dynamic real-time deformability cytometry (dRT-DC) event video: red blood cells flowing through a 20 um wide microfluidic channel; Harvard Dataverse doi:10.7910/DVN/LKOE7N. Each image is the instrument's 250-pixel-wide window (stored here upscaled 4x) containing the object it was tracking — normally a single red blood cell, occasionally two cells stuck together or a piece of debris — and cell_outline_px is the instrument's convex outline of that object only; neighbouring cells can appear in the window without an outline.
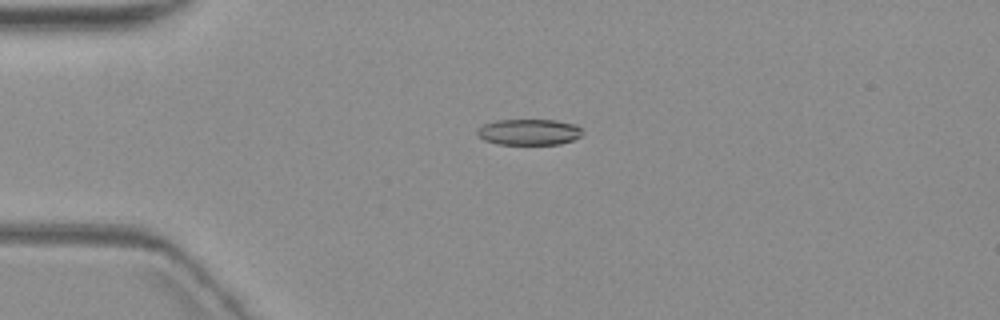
{"species": "common noctule bat (a hibernating species)", "species_latin": "Nyctalus noctula", "temperature_condition": "warm", "stored_images_in_passage": 6, "camera_frame_rate_fps": 3000, "um_per_image_px": 0.085, "animal": {"sex": "female", "body_mass_g": 19.3, "forearm_length_mm": 54.1}, "frame": {"image": 1, "passage_image": 5, "time_ms": 4.667, "image_size_px": [1000, 320], "cell_outline_px": [[584, 132], [580, 136], [572, 140], [560, 144], [496, 144], [484, 140], [476, 132], [476, 128], [484, 124], [496, 120], [556, 120], [576, 124]], "centroid_in_image_um": [44.96, 11.22], "position_along_channel_um": 40.0, "area_um2": 16.01}}